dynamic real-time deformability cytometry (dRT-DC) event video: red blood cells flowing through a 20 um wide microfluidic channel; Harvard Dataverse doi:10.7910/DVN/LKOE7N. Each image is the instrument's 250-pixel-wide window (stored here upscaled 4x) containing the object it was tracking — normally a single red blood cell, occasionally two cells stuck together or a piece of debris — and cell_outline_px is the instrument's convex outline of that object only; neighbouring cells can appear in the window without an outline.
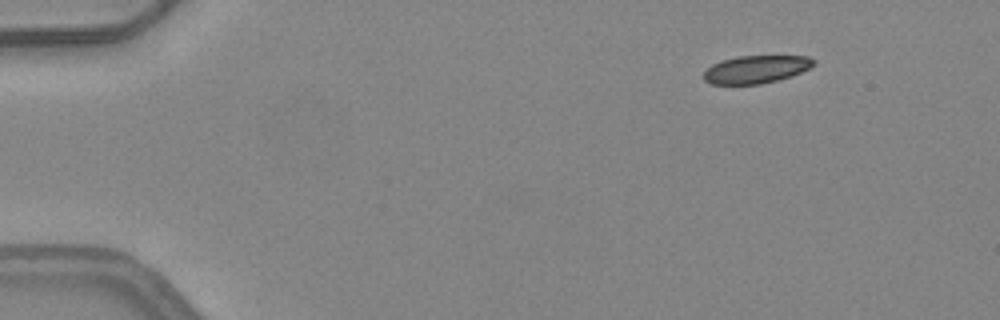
{"species": "common noctule bat (a hibernating species)", "species_latin": "Nyctalus noctula", "temperature_condition": "warm", "stored_images_in_passage": 6, "segment_of_instrument_passage": [2, 2], "camera_frame_rate_fps": 3000, "um_per_image_px": 0.085, "animal": {"sex": "female", "body_mass_g": 24.6, "forearm_length_mm": 56.2}, "frame": {"image": 1, "passage_image": 6, "time_ms": 1.667, "image_size_px": [1000, 320], "cell_outline_px": [[816, 64], [792, 76], [760, 84], [712, 84], [704, 80], [704, 72], [712, 64], [720, 60], [740, 56], [808, 56], [816, 60]], "centroid_in_image_um": [64.27, 5.88], "position_along_channel_um": 20.7, "area_um2": 17.74}}